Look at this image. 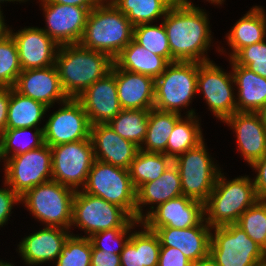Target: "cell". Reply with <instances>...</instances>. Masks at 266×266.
Returning a JSON list of instances; mask_svg holds the SVG:
<instances>
[{
  "mask_svg": "<svg viewBox=\"0 0 266 266\" xmlns=\"http://www.w3.org/2000/svg\"><path fill=\"white\" fill-rule=\"evenodd\" d=\"M209 18L193 3L172 5L162 19L171 51V63L209 62L205 52L211 44Z\"/></svg>",
  "mask_w": 266,
  "mask_h": 266,
  "instance_id": "1",
  "label": "cell"
},
{
  "mask_svg": "<svg viewBox=\"0 0 266 266\" xmlns=\"http://www.w3.org/2000/svg\"><path fill=\"white\" fill-rule=\"evenodd\" d=\"M113 63L106 53L87 49L80 44H65L59 45L54 65L67 97L77 98L108 74Z\"/></svg>",
  "mask_w": 266,
  "mask_h": 266,
  "instance_id": "2",
  "label": "cell"
},
{
  "mask_svg": "<svg viewBox=\"0 0 266 266\" xmlns=\"http://www.w3.org/2000/svg\"><path fill=\"white\" fill-rule=\"evenodd\" d=\"M133 35L134 26L126 15L110 0H101L88 14L79 44L114 59L133 39Z\"/></svg>",
  "mask_w": 266,
  "mask_h": 266,
  "instance_id": "3",
  "label": "cell"
},
{
  "mask_svg": "<svg viewBox=\"0 0 266 266\" xmlns=\"http://www.w3.org/2000/svg\"><path fill=\"white\" fill-rule=\"evenodd\" d=\"M226 180L220 172L213 191L204 203L205 221L211 228L235 224L258 201L254 181L250 177Z\"/></svg>",
  "mask_w": 266,
  "mask_h": 266,
  "instance_id": "4",
  "label": "cell"
},
{
  "mask_svg": "<svg viewBox=\"0 0 266 266\" xmlns=\"http://www.w3.org/2000/svg\"><path fill=\"white\" fill-rule=\"evenodd\" d=\"M75 190L49 180L27 190L20 201L45 226L71 229Z\"/></svg>",
  "mask_w": 266,
  "mask_h": 266,
  "instance_id": "5",
  "label": "cell"
},
{
  "mask_svg": "<svg viewBox=\"0 0 266 266\" xmlns=\"http://www.w3.org/2000/svg\"><path fill=\"white\" fill-rule=\"evenodd\" d=\"M198 62L175 61L155 79L154 107L160 111L181 115V108L188 107L197 94Z\"/></svg>",
  "mask_w": 266,
  "mask_h": 266,
  "instance_id": "6",
  "label": "cell"
},
{
  "mask_svg": "<svg viewBox=\"0 0 266 266\" xmlns=\"http://www.w3.org/2000/svg\"><path fill=\"white\" fill-rule=\"evenodd\" d=\"M80 190L118 205L136 219V189L128 169L95 159Z\"/></svg>",
  "mask_w": 266,
  "mask_h": 266,
  "instance_id": "7",
  "label": "cell"
},
{
  "mask_svg": "<svg viewBox=\"0 0 266 266\" xmlns=\"http://www.w3.org/2000/svg\"><path fill=\"white\" fill-rule=\"evenodd\" d=\"M212 230L209 255L217 266H257L266 262V251L236 224Z\"/></svg>",
  "mask_w": 266,
  "mask_h": 266,
  "instance_id": "8",
  "label": "cell"
},
{
  "mask_svg": "<svg viewBox=\"0 0 266 266\" xmlns=\"http://www.w3.org/2000/svg\"><path fill=\"white\" fill-rule=\"evenodd\" d=\"M133 220L134 218L118 205L82 190L75 192L71 226L84 230L88 238L108 229L126 228Z\"/></svg>",
  "mask_w": 266,
  "mask_h": 266,
  "instance_id": "9",
  "label": "cell"
},
{
  "mask_svg": "<svg viewBox=\"0 0 266 266\" xmlns=\"http://www.w3.org/2000/svg\"><path fill=\"white\" fill-rule=\"evenodd\" d=\"M205 147L202 141L173 160L180 172L183 195L202 203L208 200L221 172Z\"/></svg>",
  "mask_w": 266,
  "mask_h": 266,
  "instance_id": "10",
  "label": "cell"
},
{
  "mask_svg": "<svg viewBox=\"0 0 266 266\" xmlns=\"http://www.w3.org/2000/svg\"><path fill=\"white\" fill-rule=\"evenodd\" d=\"M51 152L52 180L75 191L83 188L95 160L91 138L52 146Z\"/></svg>",
  "mask_w": 266,
  "mask_h": 266,
  "instance_id": "11",
  "label": "cell"
},
{
  "mask_svg": "<svg viewBox=\"0 0 266 266\" xmlns=\"http://www.w3.org/2000/svg\"><path fill=\"white\" fill-rule=\"evenodd\" d=\"M5 183L19 196L41 183L52 180V152L47 144L7 158Z\"/></svg>",
  "mask_w": 266,
  "mask_h": 266,
  "instance_id": "12",
  "label": "cell"
},
{
  "mask_svg": "<svg viewBox=\"0 0 266 266\" xmlns=\"http://www.w3.org/2000/svg\"><path fill=\"white\" fill-rule=\"evenodd\" d=\"M212 62H198L197 93L203 94L209 110L224 122L237 112L236 98L233 95L235 89L232 86L234 79L232 73L224 72Z\"/></svg>",
  "mask_w": 266,
  "mask_h": 266,
  "instance_id": "13",
  "label": "cell"
},
{
  "mask_svg": "<svg viewBox=\"0 0 266 266\" xmlns=\"http://www.w3.org/2000/svg\"><path fill=\"white\" fill-rule=\"evenodd\" d=\"M44 125V143L50 147L90 138L91 123L81 102L68 98Z\"/></svg>",
  "mask_w": 266,
  "mask_h": 266,
  "instance_id": "14",
  "label": "cell"
},
{
  "mask_svg": "<svg viewBox=\"0 0 266 266\" xmlns=\"http://www.w3.org/2000/svg\"><path fill=\"white\" fill-rule=\"evenodd\" d=\"M41 4L47 24L46 28L41 29L58 45L79 44L90 11L85 7L44 0Z\"/></svg>",
  "mask_w": 266,
  "mask_h": 266,
  "instance_id": "15",
  "label": "cell"
},
{
  "mask_svg": "<svg viewBox=\"0 0 266 266\" xmlns=\"http://www.w3.org/2000/svg\"><path fill=\"white\" fill-rule=\"evenodd\" d=\"M204 219V203L182 195L156 206L141 223L155 232L161 227L190 228Z\"/></svg>",
  "mask_w": 266,
  "mask_h": 266,
  "instance_id": "16",
  "label": "cell"
},
{
  "mask_svg": "<svg viewBox=\"0 0 266 266\" xmlns=\"http://www.w3.org/2000/svg\"><path fill=\"white\" fill-rule=\"evenodd\" d=\"M77 99L87 113L91 125L112 120L122 110L114 76V63L108 74L89 86Z\"/></svg>",
  "mask_w": 266,
  "mask_h": 266,
  "instance_id": "17",
  "label": "cell"
},
{
  "mask_svg": "<svg viewBox=\"0 0 266 266\" xmlns=\"http://www.w3.org/2000/svg\"><path fill=\"white\" fill-rule=\"evenodd\" d=\"M22 70L53 66L59 45L41 28L28 27L14 33L10 30Z\"/></svg>",
  "mask_w": 266,
  "mask_h": 266,
  "instance_id": "18",
  "label": "cell"
},
{
  "mask_svg": "<svg viewBox=\"0 0 266 266\" xmlns=\"http://www.w3.org/2000/svg\"><path fill=\"white\" fill-rule=\"evenodd\" d=\"M13 88L21 95L39 101L48 108L57 101L62 103L68 99L55 65L22 70Z\"/></svg>",
  "mask_w": 266,
  "mask_h": 266,
  "instance_id": "19",
  "label": "cell"
},
{
  "mask_svg": "<svg viewBox=\"0 0 266 266\" xmlns=\"http://www.w3.org/2000/svg\"><path fill=\"white\" fill-rule=\"evenodd\" d=\"M90 138L96 160L129 169L139 147L118 135L108 123L91 125Z\"/></svg>",
  "mask_w": 266,
  "mask_h": 266,
  "instance_id": "20",
  "label": "cell"
},
{
  "mask_svg": "<svg viewBox=\"0 0 266 266\" xmlns=\"http://www.w3.org/2000/svg\"><path fill=\"white\" fill-rule=\"evenodd\" d=\"M224 122L234 129L238 149L250 166L266 154V127L257 112H235Z\"/></svg>",
  "mask_w": 266,
  "mask_h": 266,
  "instance_id": "21",
  "label": "cell"
},
{
  "mask_svg": "<svg viewBox=\"0 0 266 266\" xmlns=\"http://www.w3.org/2000/svg\"><path fill=\"white\" fill-rule=\"evenodd\" d=\"M211 229L204 219L197 226L184 229L161 227L155 233L159 237L161 247L177 248L191 262H195L209 256Z\"/></svg>",
  "mask_w": 266,
  "mask_h": 266,
  "instance_id": "22",
  "label": "cell"
},
{
  "mask_svg": "<svg viewBox=\"0 0 266 266\" xmlns=\"http://www.w3.org/2000/svg\"><path fill=\"white\" fill-rule=\"evenodd\" d=\"M68 229L45 226L42 230L26 236L18 245L22 259L28 265H38L57 260L66 239Z\"/></svg>",
  "mask_w": 266,
  "mask_h": 266,
  "instance_id": "23",
  "label": "cell"
},
{
  "mask_svg": "<svg viewBox=\"0 0 266 266\" xmlns=\"http://www.w3.org/2000/svg\"><path fill=\"white\" fill-rule=\"evenodd\" d=\"M114 76L122 109H152L155 98V79L119 69L114 64Z\"/></svg>",
  "mask_w": 266,
  "mask_h": 266,
  "instance_id": "24",
  "label": "cell"
},
{
  "mask_svg": "<svg viewBox=\"0 0 266 266\" xmlns=\"http://www.w3.org/2000/svg\"><path fill=\"white\" fill-rule=\"evenodd\" d=\"M180 172L172 162L164 173L154 181L144 183L136 190V220L142 221L157 204L182 196ZM144 205H151L150 211L143 214Z\"/></svg>",
  "mask_w": 266,
  "mask_h": 266,
  "instance_id": "25",
  "label": "cell"
},
{
  "mask_svg": "<svg viewBox=\"0 0 266 266\" xmlns=\"http://www.w3.org/2000/svg\"><path fill=\"white\" fill-rule=\"evenodd\" d=\"M234 85L238 89L237 112H258L266 104V78L230 59Z\"/></svg>",
  "mask_w": 266,
  "mask_h": 266,
  "instance_id": "26",
  "label": "cell"
},
{
  "mask_svg": "<svg viewBox=\"0 0 266 266\" xmlns=\"http://www.w3.org/2000/svg\"><path fill=\"white\" fill-rule=\"evenodd\" d=\"M134 231L120 253L121 266H158L161 243L158 235L144 224Z\"/></svg>",
  "mask_w": 266,
  "mask_h": 266,
  "instance_id": "27",
  "label": "cell"
},
{
  "mask_svg": "<svg viewBox=\"0 0 266 266\" xmlns=\"http://www.w3.org/2000/svg\"><path fill=\"white\" fill-rule=\"evenodd\" d=\"M119 69L158 78L169 62L162 56L155 55L132 39L113 59Z\"/></svg>",
  "mask_w": 266,
  "mask_h": 266,
  "instance_id": "28",
  "label": "cell"
},
{
  "mask_svg": "<svg viewBox=\"0 0 266 266\" xmlns=\"http://www.w3.org/2000/svg\"><path fill=\"white\" fill-rule=\"evenodd\" d=\"M262 7H252L229 31L227 43L231 47L232 59L242 48L262 42L266 37V17Z\"/></svg>",
  "mask_w": 266,
  "mask_h": 266,
  "instance_id": "29",
  "label": "cell"
},
{
  "mask_svg": "<svg viewBox=\"0 0 266 266\" xmlns=\"http://www.w3.org/2000/svg\"><path fill=\"white\" fill-rule=\"evenodd\" d=\"M49 110L47 106L32 98L21 95L10 87V102L6 129L39 128L43 115Z\"/></svg>",
  "mask_w": 266,
  "mask_h": 266,
  "instance_id": "30",
  "label": "cell"
},
{
  "mask_svg": "<svg viewBox=\"0 0 266 266\" xmlns=\"http://www.w3.org/2000/svg\"><path fill=\"white\" fill-rule=\"evenodd\" d=\"M194 114L193 109L187 111L186 117L184 119L181 117L170 133L166 146V155L172 160L205 140L199 126V120H197L199 118Z\"/></svg>",
  "mask_w": 266,
  "mask_h": 266,
  "instance_id": "31",
  "label": "cell"
},
{
  "mask_svg": "<svg viewBox=\"0 0 266 266\" xmlns=\"http://www.w3.org/2000/svg\"><path fill=\"white\" fill-rule=\"evenodd\" d=\"M180 118L181 115L178 113L160 111L155 108L150 109L146 136L139 149L166 155V146L170 133Z\"/></svg>",
  "mask_w": 266,
  "mask_h": 266,
  "instance_id": "32",
  "label": "cell"
},
{
  "mask_svg": "<svg viewBox=\"0 0 266 266\" xmlns=\"http://www.w3.org/2000/svg\"><path fill=\"white\" fill-rule=\"evenodd\" d=\"M172 162L173 160L164 153L139 149L128 169L135 189L137 190L144 183L159 179Z\"/></svg>",
  "mask_w": 266,
  "mask_h": 266,
  "instance_id": "33",
  "label": "cell"
},
{
  "mask_svg": "<svg viewBox=\"0 0 266 266\" xmlns=\"http://www.w3.org/2000/svg\"><path fill=\"white\" fill-rule=\"evenodd\" d=\"M149 110L122 109L108 124L118 135L140 148L147 132Z\"/></svg>",
  "mask_w": 266,
  "mask_h": 266,
  "instance_id": "34",
  "label": "cell"
},
{
  "mask_svg": "<svg viewBox=\"0 0 266 266\" xmlns=\"http://www.w3.org/2000/svg\"><path fill=\"white\" fill-rule=\"evenodd\" d=\"M135 27L164 17L173 5L168 0H110Z\"/></svg>",
  "mask_w": 266,
  "mask_h": 266,
  "instance_id": "35",
  "label": "cell"
},
{
  "mask_svg": "<svg viewBox=\"0 0 266 266\" xmlns=\"http://www.w3.org/2000/svg\"><path fill=\"white\" fill-rule=\"evenodd\" d=\"M133 39L148 51L164 57L171 63V51L163 23L160 26L151 23L135 26Z\"/></svg>",
  "mask_w": 266,
  "mask_h": 266,
  "instance_id": "36",
  "label": "cell"
},
{
  "mask_svg": "<svg viewBox=\"0 0 266 266\" xmlns=\"http://www.w3.org/2000/svg\"><path fill=\"white\" fill-rule=\"evenodd\" d=\"M235 224L266 251V200H258Z\"/></svg>",
  "mask_w": 266,
  "mask_h": 266,
  "instance_id": "37",
  "label": "cell"
},
{
  "mask_svg": "<svg viewBox=\"0 0 266 266\" xmlns=\"http://www.w3.org/2000/svg\"><path fill=\"white\" fill-rule=\"evenodd\" d=\"M92 244L88 237L70 234L56 266H91Z\"/></svg>",
  "mask_w": 266,
  "mask_h": 266,
  "instance_id": "38",
  "label": "cell"
},
{
  "mask_svg": "<svg viewBox=\"0 0 266 266\" xmlns=\"http://www.w3.org/2000/svg\"><path fill=\"white\" fill-rule=\"evenodd\" d=\"M21 71L17 46L9 34L0 42V87H14Z\"/></svg>",
  "mask_w": 266,
  "mask_h": 266,
  "instance_id": "39",
  "label": "cell"
},
{
  "mask_svg": "<svg viewBox=\"0 0 266 266\" xmlns=\"http://www.w3.org/2000/svg\"><path fill=\"white\" fill-rule=\"evenodd\" d=\"M43 129L44 126L42 128H35V131L32 134L33 136L31 137L32 139L28 140L29 142L27 140H24L25 142L21 141V144L18 143L20 142L18 140H20L21 136L26 135L27 132H30L31 128L6 129L3 132L4 152L6 157L9 158L11 156L20 155L26 153L27 151L40 148L42 145H44Z\"/></svg>",
  "mask_w": 266,
  "mask_h": 266,
  "instance_id": "40",
  "label": "cell"
},
{
  "mask_svg": "<svg viewBox=\"0 0 266 266\" xmlns=\"http://www.w3.org/2000/svg\"><path fill=\"white\" fill-rule=\"evenodd\" d=\"M137 223L141 224V221L134 219L126 228H113L91 235L89 239L92 244V249H100L102 251L120 254L124 245L130 238L131 229H133L135 225L137 226ZM110 244L112 245L111 247Z\"/></svg>",
  "mask_w": 266,
  "mask_h": 266,
  "instance_id": "41",
  "label": "cell"
},
{
  "mask_svg": "<svg viewBox=\"0 0 266 266\" xmlns=\"http://www.w3.org/2000/svg\"><path fill=\"white\" fill-rule=\"evenodd\" d=\"M232 59L238 65L247 67L254 73L266 78L265 40L242 48Z\"/></svg>",
  "mask_w": 266,
  "mask_h": 266,
  "instance_id": "42",
  "label": "cell"
},
{
  "mask_svg": "<svg viewBox=\"0 0 266 266\" xmlns=\"http://www.w3.org/2000/svg\"><path fill=\"white\" fill-rule=\"evenodd\" d=\"M5 188H0V227L5 225L8 220L13 204L20 203V196L14 192L5 182ZM8 186V187H7ZM7 187V188H6Z\"/></svg>",
  "mask_w": 266,
  "mask_h": 266,
  "instance_id": "43",
  "label": "cell"
},
{
  "mask_svg": "<svg viewBox=\"0 0 266 266\" xmlns=\"http://www.w3.org/2000/svg\"><path fill=\"white\" fill-rule=\"evenodd\" d=\"M158 266H191V261L177 248L161 247Z\"/></svg>",
  "mask_w": 266,
  "mask_h": 266,
  "instance_id": "44",
  "label": "cell"
},
{
  "mask_svg": "<svg viewBox=\"0 0 266 266\" xmlns=\"http://www.w3.org/2000/svg\"><path fill=\"white\" fill-rule=\"evenodd\" d=\"M251 167L258 172L253 179L258 200H266V154L255 161Z\"/></svg>",
  "mask_w": 266,
  "mask_h": 266,
  "instance_id": "45",
  "label": "cell"
},
{
  "mask_svg": "<svg viewBox=\"0 0 266 266\" xmlns=\"http://www.w3.org/2000/svg\"><path fill=\"white\" fill-rule=\"evenodd\" d=\"M91 266H121L120 254L92 249Z\"/></svg>",
  "mask_w": 266,
  "mask_h": 266,
  "instance_id": "46",
  "label": "cell"
},
{
  "mask_svg": "<svg viewBox=\"0 0 266 266\" xmlns=\"http://www.w3.org/2000/svg\"><path fill=\"white\" fill-rule=\"evenodd\" d=\"M9 102L10 87H0V132L6 130Z\"/></svg>",
  "mask_w": 266,
  "mask_h": 266,
  "instance_id": "47",
  "label": "cell"
},
{
  "mask_svg": "<svg viewBox=\"0 0 266 266\" xmlns=\"http://www.w3.org/2000/svg\"><path fill=\"white\" fill-rule=\"evenodd\" d=\"M45 2H54L59 4H67L85 7L89 11L92 10L101 0H44Z\"/></svg>",
  "mask_w": 266,
  "mask_h": 266,
  "instance_id": "48",
  "label": "cell"
},
{
  "mask_svg": "<svg viewBox=\"0 0 266 266\" xmlns=\"http://www.w3.org/2000/svg\"><path fill=\"white\" fill-rule=\"evenodd\" d=\"M4 21V16L0 9V42L10 34V28H7L8 26L5 25Z\"/></svg>",
  "mask_w": 266,
  "mask_h": 266,
  "instance_id": "49",
  "label": "cell"
},
{
  "mask_svg": "<svg viewBox=\"0 0 266 266\" xmlns=\"http://www.w3.org/2000/svg\"><path fill=\"white\" fill-rule=\"evenodd\" d=\"M191 266H217V265H216V262L209 255L208 257L204 259L191 262Z\"/></svg>",
  "mask_w": 266,
  "mask_h": 266,
  "instance_id": "50",
  "label": "cell"
},
{
  "mask_svg": "<svg viewBox=\"0 0 266 266\" xmlns=\"http://www.w3.org/2000/svg\"><path fill=\"white\" fill-rule=\"evenodd\" d=\"M0 159L4 160V164L6 166V161H7V157L5 155V152H4V136H3V132H0Z\"/></svg>",
  "mask_w": 266,
  "mask_h": 266,
  "instance_id": "51",
  "label": "cell"
},
{
  "mask_svg": "<svg viewBox=\"0 0 266 266\" xmlns=\"http://www.w3.org/2000/svg\"><path fill=\"white\" fill-rule=\"evenodd\" d=\"M257 113L266 127V104Z\"/></svg>",
  "mask_w": 266,
  "mask_h": 266,
  "instance_id": "52",
  "label": "cell"
},
{
  "mask_svg": "<svg viewBox=\"0 0 266 266\" xmlns=\"http://www.w3.org/2000/svg\"><path fill=\"white\" fill-rule=\"evenodd\" d=\"M171 2L173 5H178V4H190L191 2L189 0H168Z\"/></svg>",
  "mask_w": 266,
  "mask_h": 266,
  "instance_id": "53",
  "label": "cell"
},
{
  "mask_svg": "<svg viewBox=\"0 0 266 266\" xmlns=\"http://www.w3.org/2000/svg\"><path fill=\"white\" fill-rule=\"evenodd\" d=\"M209 2H211L212 4L216 3V4H222L224 0H207Z\"/></svg>",
  "mask_w": 266,
  "mask_h": 266,
  "instance_id": "54",
  "label": "cell"
},
{
  "mask_svg": "<svg viewBox=\"0 0 266 266\" xmlns=\"http://www.w3.org/2000/svg\"><path fill=\"white\" fill-rule=\"evenodd\" d=\"M0 266H13L12 263L3 262V260L0 261Z\"/></svg>",
  "mask_w": 266,
  "mask_h": 266,
  "instance_id": "55",
  "label": "cell"
},
{
  "mask_svg": "<svg viewBox=\"0 0 266 266\" xmlns=\"http://www.w3.org/2000/svg\"><path fill=\"white\" fill-rule=\"evenodd\" d=\"M4 1H8V2H11V1L12 2H14V1H19L20 2L21 1L22 2V1H25V0H0V3L4 2ZM0 8H1V5H0Z\"/></svg>",
  "mask_w": 266,
  "mask_h": 266,
  "instance_id": "56",
  "label": "cell"
},
{
  "mask_svg": "<svg viewBox=\"0 0 266 266\" xmlns=\"http://www.w3.org/2000/svg\"><path fill=\"white\" fill-rule=\"evenodd\" d=\"M257 266H266V262L261 263V264H259V265H257Z\"/></svg>",
  "mask_w": 266,
  "mask_h": 266,
  "instance_id": "57",
  "label": "cell"
}]
</instances>
